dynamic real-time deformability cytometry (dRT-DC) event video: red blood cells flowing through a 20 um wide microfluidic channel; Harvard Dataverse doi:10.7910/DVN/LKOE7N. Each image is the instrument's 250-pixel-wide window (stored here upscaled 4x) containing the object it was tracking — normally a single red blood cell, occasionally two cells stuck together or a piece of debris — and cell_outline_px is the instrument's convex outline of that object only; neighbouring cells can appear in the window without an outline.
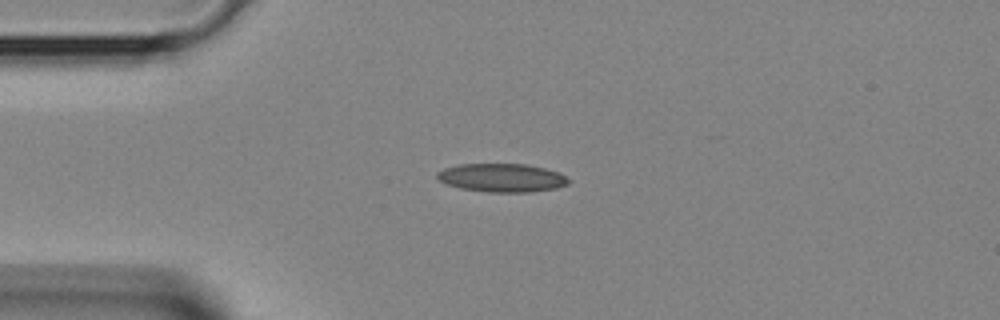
{"species": "Egyptian fruit bat (a non-hibernating species)", "species_latin": "Rousettus aegyptiacus", "temperature_condition": "room temperature", "stored_images_in_passage": 3, "camera_frame_rate_fps": 3000, "um_per_image_px": 0.085, "animal": {"sex": "female"}, "frame": {"image": 1, "passage_image": 3, "time_ms": 0.667, "image_size_px": [1000, 320], "cell_outline_px": [[572, 180], [568, 184], [556, 188], [532, 192], [488, 192], [460, 188], [444, 184], [436, 176], [436, 172], [444, 168], [456, 164], [528, 164], [560, 172]], "centroid_in_image_um": [42.67, 15.11], "position_along_channel_um": 42.3, "area_um2": 22.08}}